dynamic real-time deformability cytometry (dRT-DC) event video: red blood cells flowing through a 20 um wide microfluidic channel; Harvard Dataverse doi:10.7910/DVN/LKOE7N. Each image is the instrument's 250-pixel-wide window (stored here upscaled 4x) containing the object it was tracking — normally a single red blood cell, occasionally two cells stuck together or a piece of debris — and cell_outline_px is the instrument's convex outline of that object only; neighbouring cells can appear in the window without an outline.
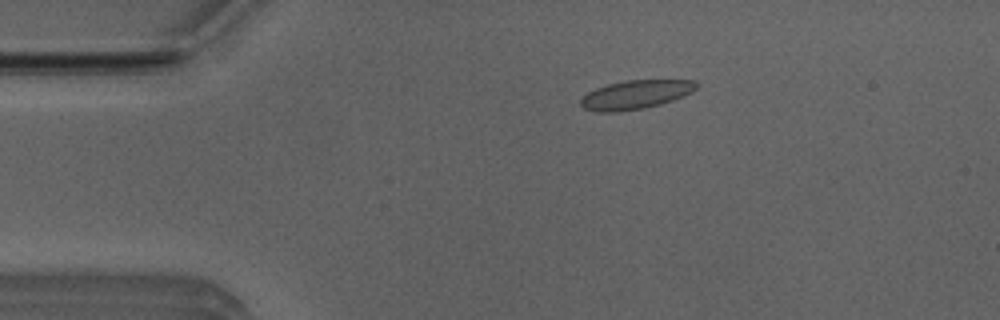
{"species": "Egyptian fruit bat (a non-hibernating species)", "species_latin": "Rousettus aegyptiacus", "temperature_condition": "room temperature", "stored_images_in_passage": 4, "camera_frame_rate_fps": 3000, "um_per_image_px": 0.085, "animal": {"sex": "male"}, "frame": {"image": 1, "passage_image": 1, "time_ms": 0.0, "image_size_px": [1000, 320], "cell_outline_px": [[700, 84], [692, 92], [684, 96], [660, 104], [644, 108], [616, 112], [596, 112], [584, 108], [580, 104], [580, 100], [588, 92], [596, 88], [608, 84], [624, 80], [696, 80]], "centroid_in_image_um": [54.04, 8.04], "position_along_channel_um": 31.0, "area_um2": 19.48}}